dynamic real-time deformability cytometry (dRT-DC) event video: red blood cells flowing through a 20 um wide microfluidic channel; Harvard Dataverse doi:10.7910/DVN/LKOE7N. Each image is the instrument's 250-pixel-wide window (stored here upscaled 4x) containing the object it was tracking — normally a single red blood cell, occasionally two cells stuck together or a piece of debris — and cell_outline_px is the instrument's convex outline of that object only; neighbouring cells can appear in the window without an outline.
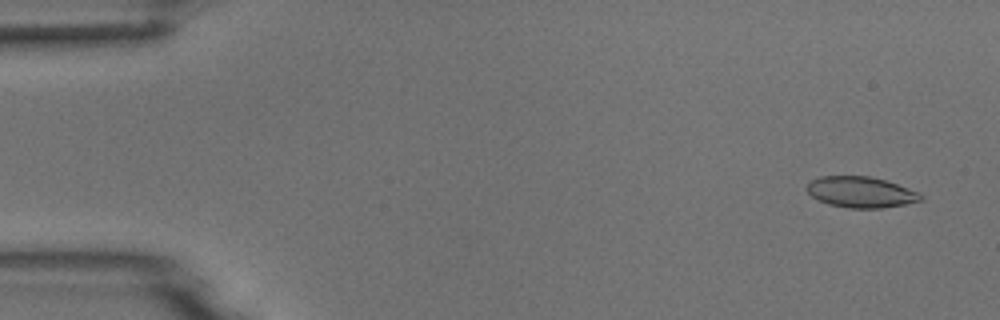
{"species": "common noctule bat (a hibernating species)", "species_latin": "Nyctalus noctula", "temperature_condition": "room temperature", "stored_images_in_passage": 4, "camera_frame_rate_fps": 3000, "um_per_image_px": 0.085, "animal": {"sex": "male", "body_mass_g": 18.8}, "frame": {"image": 1, "passage_image": 1, "time_ms": 0.0, "image_size_px": [1000, 320], "cell_outline_px": [[924, 200], [904, 204], [880, 208], [848, 208], [828, 204], [812, 196], [804, 188], [812, 180], [820, 176], [868, 176], [884, 180], [920, 192], [924, 196]], "centroid_in_image_um": [73.18, 16.33], "position_along_channel_um": 11.8, "area_um2": 20.46}}
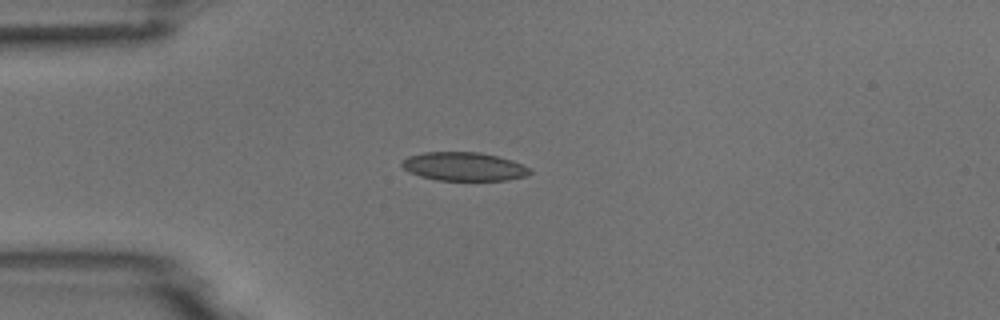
{"frame": {"image": 2, "passage_image": 4, "time_ms": 3.667, "image_size_px": [1000, 320], "cell_outline_px": [[532, 172], [524, 176], [508, 180], [436, 180], [420, 176], [408, 172], [400, 164], [400, 160], [408, 156], [424, 152], [480, 152], [512, 160], [528, 168]], "centroid_in_image_um": [39.36, 14.15], "position_along_channel_um": 45.6, "area_um2": 21.27}}